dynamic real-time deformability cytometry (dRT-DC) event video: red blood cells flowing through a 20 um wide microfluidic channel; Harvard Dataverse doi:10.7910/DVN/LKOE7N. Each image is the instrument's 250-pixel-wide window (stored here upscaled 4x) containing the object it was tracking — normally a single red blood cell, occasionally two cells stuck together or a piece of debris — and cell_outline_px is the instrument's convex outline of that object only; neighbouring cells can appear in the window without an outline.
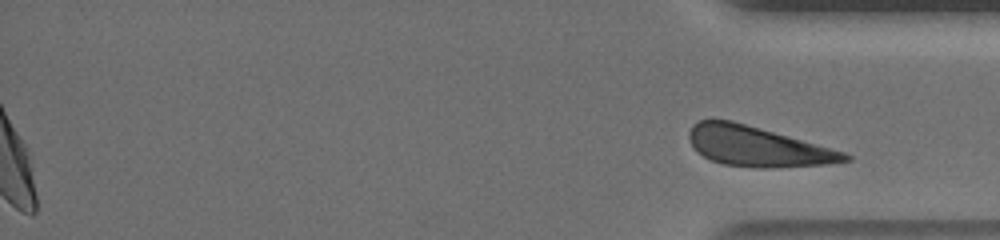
{"species": "human", "species_latin": "Homo sapiens", "temperature_condition": "warm", "stored_images_in_passage": 50, "segment_of_instrument_passage": [2, 2], "camera_frame_rate_fps": 3000, "um_per_image_px": 0.085, "donor": {"sex": "male"}, "frame": {"image": 1, "passage_image": 50, "time_ms": 16.333, "image_size_px": [1000, 240], "cell_outline_px": [[852, 160], [824, 164], [776, 168], [752, 168], [724, 164], [712, 160], [696, 152], [688, 136], [688, 132], [692, 124], [700, 120], [732, 120], [844, 152], [852, 156]], "centroid_in_image_um": [64.35, 12.46], "position_along_channel_um": 370.9, "area_um2": 36.01}}